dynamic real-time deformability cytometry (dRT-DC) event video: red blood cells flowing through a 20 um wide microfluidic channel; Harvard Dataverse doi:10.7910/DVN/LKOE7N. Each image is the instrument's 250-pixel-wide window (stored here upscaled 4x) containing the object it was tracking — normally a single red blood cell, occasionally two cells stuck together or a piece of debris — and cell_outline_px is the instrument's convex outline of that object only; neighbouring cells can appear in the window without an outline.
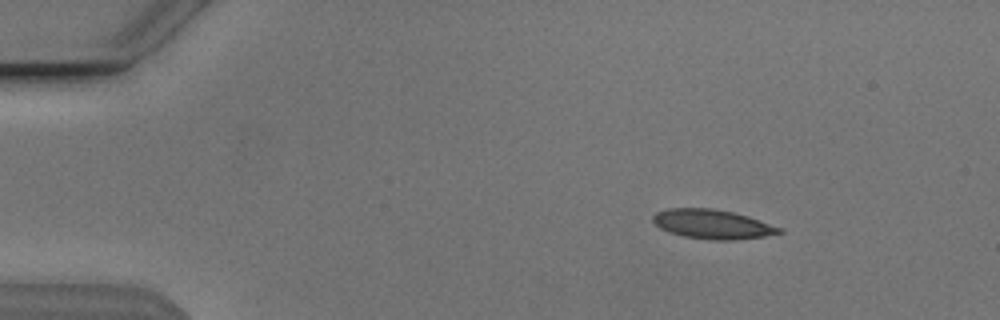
{"species": "Egyptian fruit bat (a non-hibernating species)", "species_latin": "Rousettus aegyptiacus", "temperature_condition": "cold", "stored_images_in_passage": 46, "camera_frame_rate_fps": 3000, "um_per_image_px": 0.085, "animal": {"sex": "male"}, "frame": {"image": 1, "passage_image": 1, "time_ms": 0.0, "image_size_px": [1000, 320], "cell_outline_px": [[784, 232], [764, 236], [736, 240], [712, 240], [684, 236], [668, 232], [660, 228], [652, 220], [652, 216], [656, 212], [668, 208], [712, 208], [732, 212], [748, 216], [784, 228]], "centroid_in_image_um": [60.57, 19.05], "position_along_channel_um": 24.4, "area_um2": 21.68}}
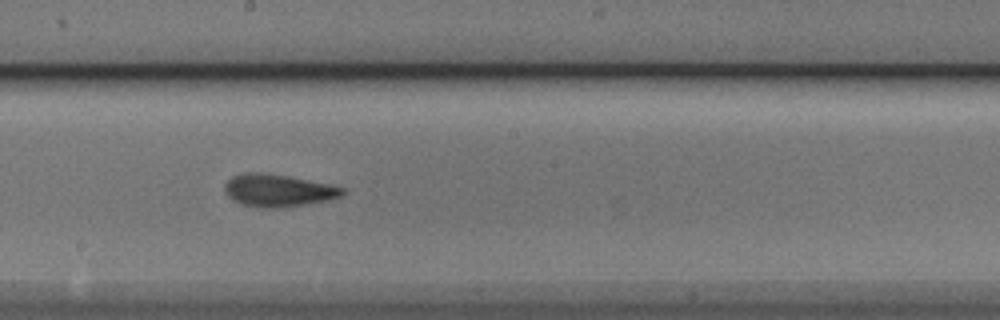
{"frame": {"image": 2, "passage_image": 23, "time_ms": 7.333, "image_size_px": [1000, 320], "cell_outline_px": [[348, 188], [340, 196], [328, 200], [284, 208], [256, 208], [240, 204], [232, 200], [228, 196], [224, 188], [224, 184], [232, 176], [244, 172], [260, 172], [288, 176]], "centroid_in_image_um": [23.61, 16.2], "position_along_channel_um": 224.6, "area_um2": 22.48}}
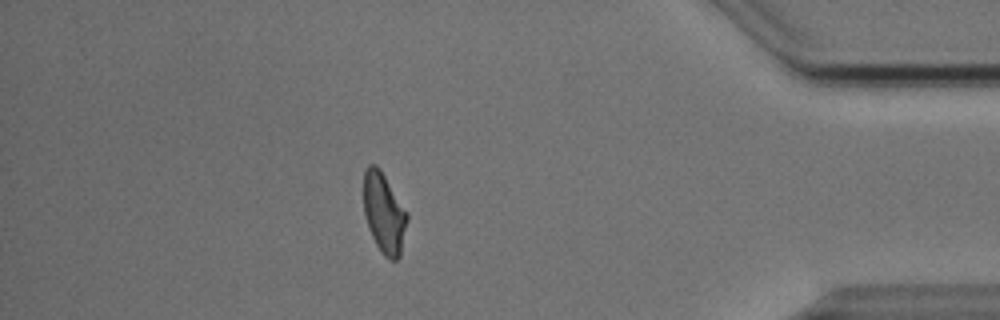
{"frame": {"image": 3, "passage_image": 40, "time_ms": 13.0, "image_size_px": [1000, 320], "cell_outline_px": [[408, 220], [400, 256], [396, 260], [388, 260], [384, 256], [376, 244], [372, 236], [364, 212], [364, 172], [368, 164], [376, 164], [380, 168], [408, 212]], "centroid_in_image_um": [32.66, 18.1], "position_along_channel_um": 402.5, "area_um2": 20.46}, "authors_computed_cell_mechanics": {"area_um2": 21.2126, "velocity_mm_per_s": 3.8343, "shape_relaxation_time_tau1_ms": 3.3819, "shape_relaxation_time_tau2_ms": 1.8747, "deformation_change_tau1": 0.153, "deformation_change_tau2": 0.0976}}